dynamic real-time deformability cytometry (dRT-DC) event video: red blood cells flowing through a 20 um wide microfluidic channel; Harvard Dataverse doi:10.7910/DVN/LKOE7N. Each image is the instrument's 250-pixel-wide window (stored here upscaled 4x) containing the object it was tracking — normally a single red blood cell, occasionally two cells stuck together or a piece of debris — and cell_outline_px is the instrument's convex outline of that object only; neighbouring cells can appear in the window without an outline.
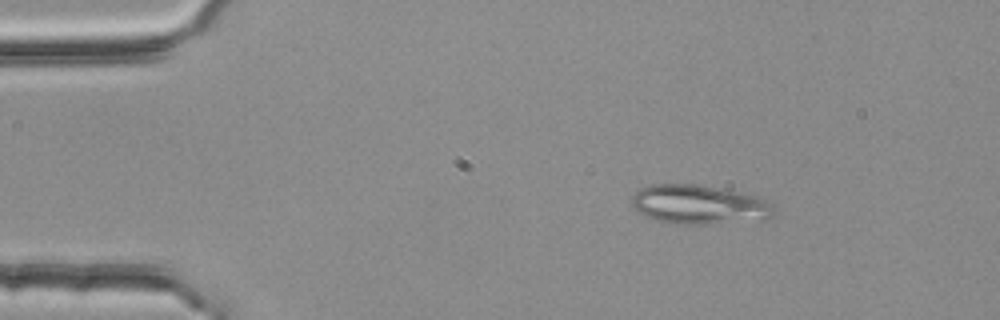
{"species": "common noctule bat (a hibernating species)", "species_latin": "Nyctalus noctula", "temperature_condition": "room temperature", "stored_images_in_passage": 53, "segment_of_instrument_passage": [1, 2], "camera_frame_rate_fps": 3000, "um_per_image_px": 0.085, "animal": {"sex": "female", "body_mass_g": 25.1}, "frame": {"image": 1, "passage_image": 8, "time_ms": 2.333, "image_size_px": [1000, 320], "cell_outline_px": [[772, 216], [768, 220], [704, 224], [672, 224], [648, 216], [632, 208], [632, 196], [640, 188], [652, 184], [696, 184], [744, 192], [760, 196], [772, 204]], "centroid_in_image_um": [59.47, 17.38], "position_along_channel_um": 25.5, "area_um2": 32.71}}